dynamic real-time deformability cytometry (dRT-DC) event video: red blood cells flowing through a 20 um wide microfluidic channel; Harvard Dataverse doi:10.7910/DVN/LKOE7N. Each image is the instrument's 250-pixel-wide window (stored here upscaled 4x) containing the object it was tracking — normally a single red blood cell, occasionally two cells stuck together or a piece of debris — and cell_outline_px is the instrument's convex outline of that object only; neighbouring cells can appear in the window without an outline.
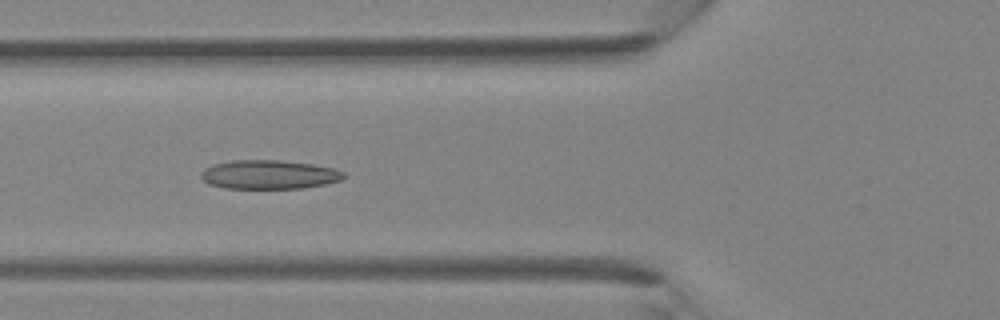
{"species": "Egyptian fruit bat (a non-hibernating species)", "species_latin": "Rousettus aegyptiacus", "temperature_condition": "room temperature", "stored_images_in_passage": 40, "camera_frame_rate_fps": 3000, "um_per_image_px": 0.085, "animal": {"sex": "female"}, "frame": {"image": 1, "passage_image": 15, "time_ms": 4.667, "image_size_px": [1000, 320], "cell_outline_px": [[348, 176], [344, 180], [304, 188], [224, 188], [208, 184], [200, 176], [200, 172], [204, 168], [212, 164], [232, 160], [280, 160], [312, 164], [332, 168], [344, 172]], "centroid_in_image_um": [22.87, 14.83], "position_along_channel_um": 102.9, "area_um2": 24.28}}
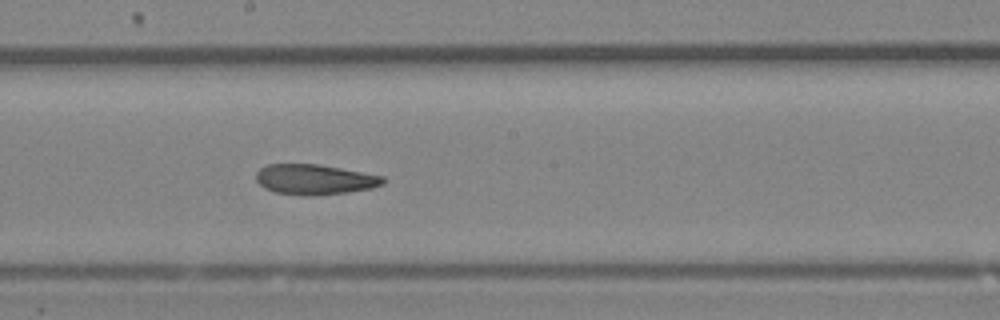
{"frame": {"image": 2, "passage_image": 22, "time_ms": 7.0, "image_size_px": [1000, 320], "cell_outline_px": [[388, 180], [384, 184], [372, 188], [348, 192], [312, 196], [308, 196], [276, 192], [264, 188], [256, 180], [256, 172], [260, 168], [268, 164], [316, 164], [340, 168], [384, 176]], "centroid_in_image_um": [26.77, 15.25], "position_along_channel_um": 221.4, "area_um2": 22.43}}
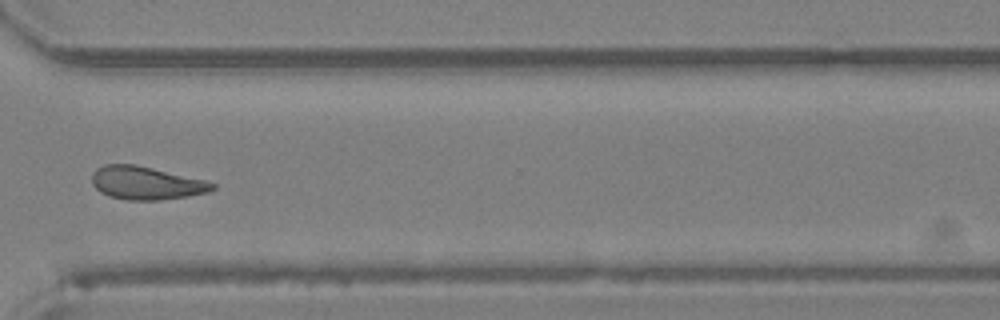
{"frame": {"image": 3, "passage_image": 30, "time_ms": 9.667, "image_size_px": [1000, 320], "cell_outline_px": [[216, 188], [208, 192], [188, 196], [160, 200], [128, 200], [108, 196], [100, 192], [92, 184], [92, 172], [96, 168], [104, 164], [136, 164], [204, 180], [216, 184]], "centroid_in_image_um": [12.39, 15.55], "position_along_channel_um": 358.2, "area_um2": 23.29}}